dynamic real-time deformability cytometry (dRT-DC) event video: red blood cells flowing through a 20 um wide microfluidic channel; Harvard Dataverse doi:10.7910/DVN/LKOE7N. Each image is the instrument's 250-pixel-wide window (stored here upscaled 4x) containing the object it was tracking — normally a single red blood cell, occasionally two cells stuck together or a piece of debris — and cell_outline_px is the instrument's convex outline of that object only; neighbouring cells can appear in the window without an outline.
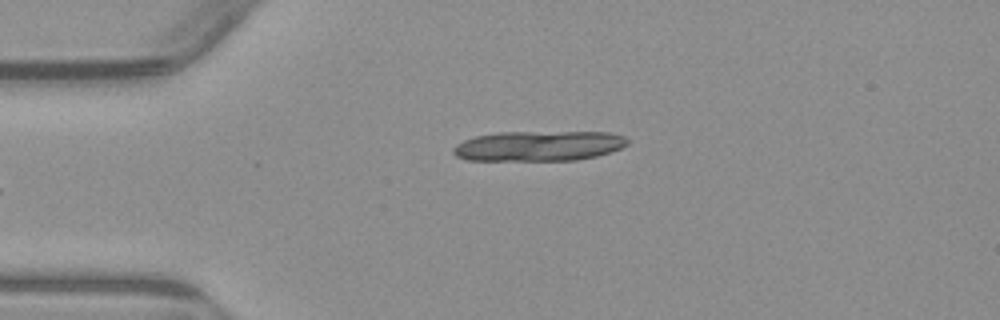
{"species": "common noctule bat (a hibernating species)", "species_latin": "Nyctalus noctula", "temperature_condition": "warm", "stored_images_in_passage": 5, "segment_of_instrument_passage": [2, 2], "camera_frame_rate_fps": 3000, "um_per_image_px": 0.085, "animal": {"sex": "male", "body_mass_g": 23.1, "forearm_length_mm": 52.7}, "frame": {"image": 1, "passage_image": 5, "time_ms": 5.667, "image_size_px": [1000, 320], "cell_outline_px": [[628, 144], [620, 148], [596, 156], [576, 160], [468, 160], [456, 156], [452, 152], [452, 148], [456, 144], [464, 140], [476, 136], [496, 132], [608, 132], [624, 136], [628, 140]], "centroid_in_image_um": [45.76, 12.4], "position_along_channel_um": 39.2, "area_um2": 30.58}}